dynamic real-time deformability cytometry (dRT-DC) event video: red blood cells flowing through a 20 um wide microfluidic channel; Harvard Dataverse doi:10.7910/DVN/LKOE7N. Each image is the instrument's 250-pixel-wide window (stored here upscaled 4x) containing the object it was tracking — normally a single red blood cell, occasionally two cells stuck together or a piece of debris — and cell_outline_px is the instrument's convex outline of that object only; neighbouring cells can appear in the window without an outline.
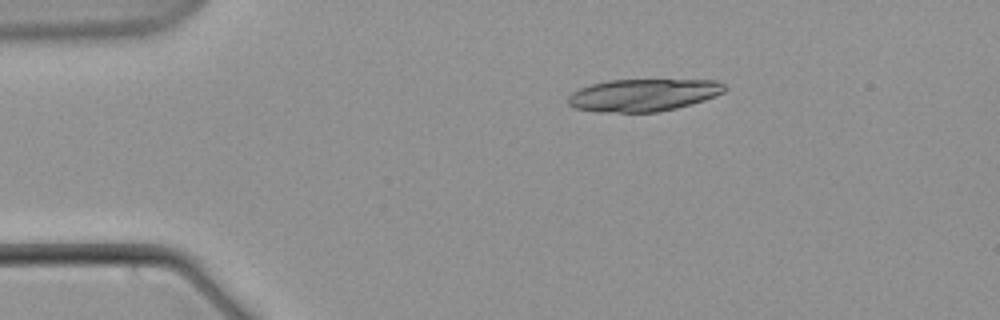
{"species": "common noctule bat (a hibernating species)", "species_latin": "Nyctalus noctula", "temperature_condition": "warm", "stored_images_in_passage": 5, "camera_frame_rate_fps": 3000, "um_per_image_px": 0.085, "animal": {"sex": "male", "body_mass_g": 21.5, "forearm_length_mm": 52.0}, "frame": {"image": 1, "passage_image": 2, "time_ms": 2.0, "image_size_px": [1000, 320], "cell_outline_px": [[728, 88], [724, 92], [716, 96], [704, 100], [676, 108], [656, 112], [600, 112], [576, 108], [568, 104], [568, 96], [572, 92], [580, 88], [592, 84], [608, 80], [716, 80], [724, 84]], "centroid_in_image_um": [54.69, 8.07], "position_along_channel_um": 30.3, "area_um2": 29.48}}